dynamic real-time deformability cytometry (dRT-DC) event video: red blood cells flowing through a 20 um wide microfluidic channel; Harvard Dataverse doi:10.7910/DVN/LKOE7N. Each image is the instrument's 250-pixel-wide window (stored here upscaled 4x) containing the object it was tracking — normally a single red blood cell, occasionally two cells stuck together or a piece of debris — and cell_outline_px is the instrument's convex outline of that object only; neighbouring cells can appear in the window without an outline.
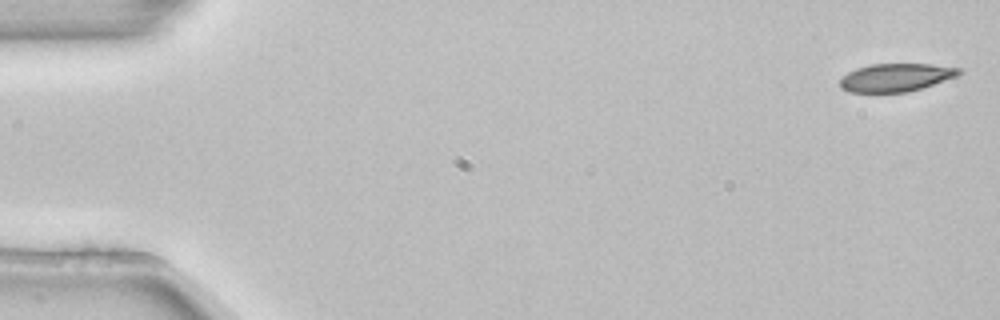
{"species": "common noctule bat (a hibernating species)", "species_latin": "Nyctalus noctula", "temperature_condition": "room temperature", "stored_images_in_passage": 4, "camera_frame_rate_fps": 3000, "um_per_image_px": 0.085, "animal": {"sex": "female", "body_mass_g": 22.7, "forearm_length_mm": 54.2}, "frame": {"image": 1, "passage_image": 1, "time_ms": 0.0, "image_size_px": [1000, 320], "cell_outline_px": [[964, 72], [956, 76], [908, 92], [848, 92], [840, 88], [840, 80], [848, 72], [856, 68], [872, 64], [932, 64], [960, 68]], "centroid_in_image_um": [76.13, 6.58], "position_along_channel_um": 8.9, "area_um2": 19.31}}
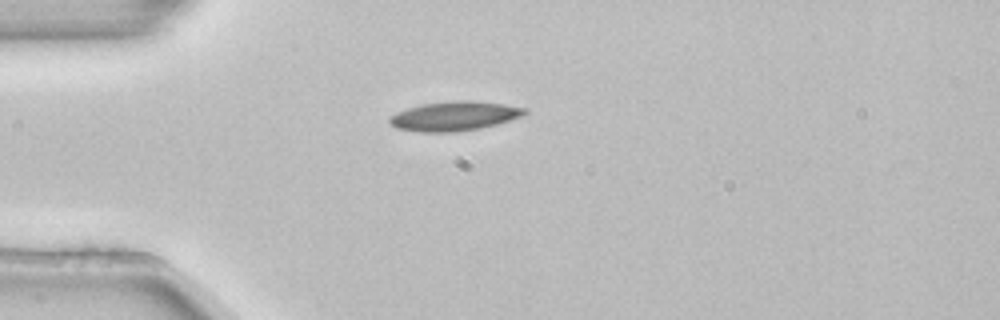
{"frame": {"image": 2, "passage_image": 4, "time_ms": 1.0, "image_size_px": [1000, 320], "cell_outline_px": [[528, 112], [520, 116], [496, 124], [480, 128], [456, 132], [420, 132], [396, 128], [388, 120], [388, 116], [396, 112], [408, 108], [424, 104], [452, 100], [472, 100], [504, 104], [524, 108]], "centroid_in_image_um": [38.58, 9.86], "position_along_channel_um": 46.4, "area_um2": 23.0}}